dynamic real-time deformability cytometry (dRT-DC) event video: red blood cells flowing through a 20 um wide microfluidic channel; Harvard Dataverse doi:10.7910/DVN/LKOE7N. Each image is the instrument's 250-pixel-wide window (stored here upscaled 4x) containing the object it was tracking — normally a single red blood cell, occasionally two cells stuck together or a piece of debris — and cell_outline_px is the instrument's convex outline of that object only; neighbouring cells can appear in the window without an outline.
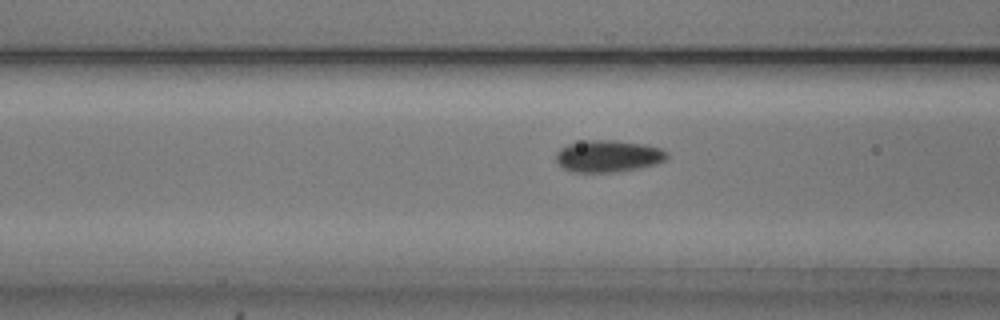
{"species": "common noctule bat (a hibernating species)", "species_latin": "Nyctalus noctula", "temperature_condition": "cold", "stored_images_in_passage": 54, "camera_frame_rate_fps": 3000, "um_per_image_px": 0.085, "animal": {"sex": "male", "body_mass_g": 20.5, "forearm_length_mm": 52.5}, "frame": {"image": 1, "passage_image": 21, "time_ms": 6.667, "image_size_px": [1000, 320], "cell_outline_px": [[668, 156], [664, 160], [656, 164], [640, 168], [616, 172], [576, 172], [564, 168], [556, 164], [556, 152], [560, 148], [568, 144], [584, 140], [616, 140], [644, 144], [660, 148], [668, 152]], "centroid_in_image_um": [51.68, 13.27], "position_along_channel_um": 114.9, "area_um2": 20.81}}
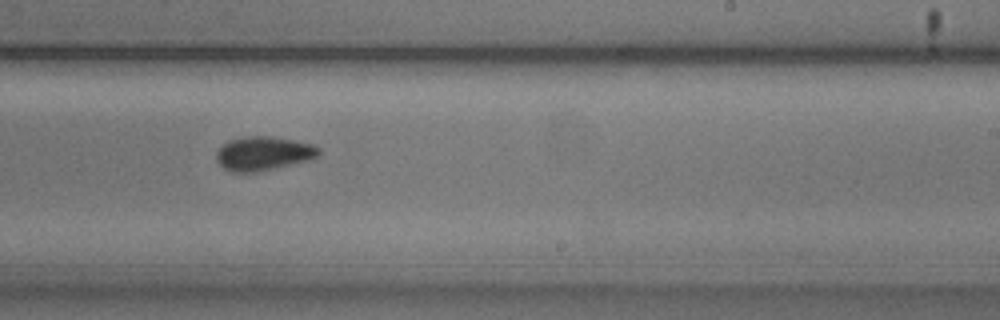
{"frame": {"image": 2, "passage_image": 33, "time_ms": 10.667, "image_size_px": [1000, 320], "cell_outline_px": [[320, 152], [312, 160], [256, 172], [232, 172], [224, 168], [216, 160], [216, 152], [228, 140], [244, 136], [272, 136], [316, 144], [320, 148]], "centroid_in_image_um": [22.42, 13.03], "position_along_channel_um": 266.6, "area_um2": 20.46}}
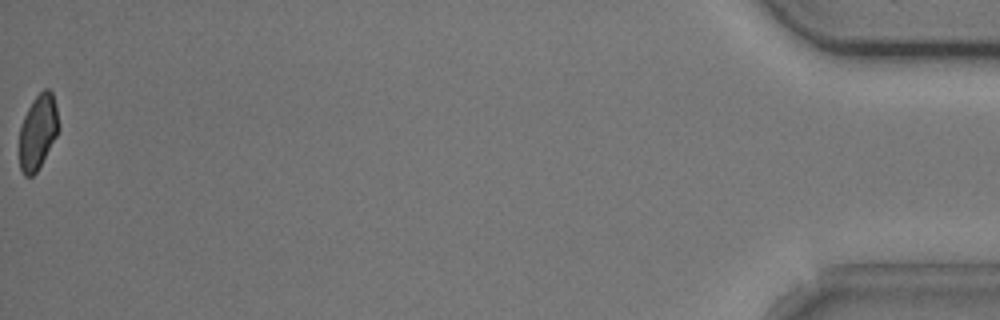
{"frame": {"image": 3, "passage_image": 54, "time_ms": 17.667, "image_size_px": [1000, 320], "cell_outline_px": [[60, 128], [56, 136], [36, 172], [32, 176], [24, 176], [20, 168], [20, 128], [24, 116], [32, 100], [44, 88], [48, 88], [52, 92], [56, 104]], "centroid_in_image_um": [3.23, 11.17], "position_along_channel_um": 432.0, "area_um2": 16.99}, "authors_computed_cell_mechanics": {"area_um2": 19.363, "velocity_mm_per_s": 3.796, "shape_relaxation_time_tau1_ms": 3.4329, "shape_relaxation_time_tau2_ms": 6.1719, "deformation_change_tau1": 0.0842, "deformation_change_tau2": 0.0887}}